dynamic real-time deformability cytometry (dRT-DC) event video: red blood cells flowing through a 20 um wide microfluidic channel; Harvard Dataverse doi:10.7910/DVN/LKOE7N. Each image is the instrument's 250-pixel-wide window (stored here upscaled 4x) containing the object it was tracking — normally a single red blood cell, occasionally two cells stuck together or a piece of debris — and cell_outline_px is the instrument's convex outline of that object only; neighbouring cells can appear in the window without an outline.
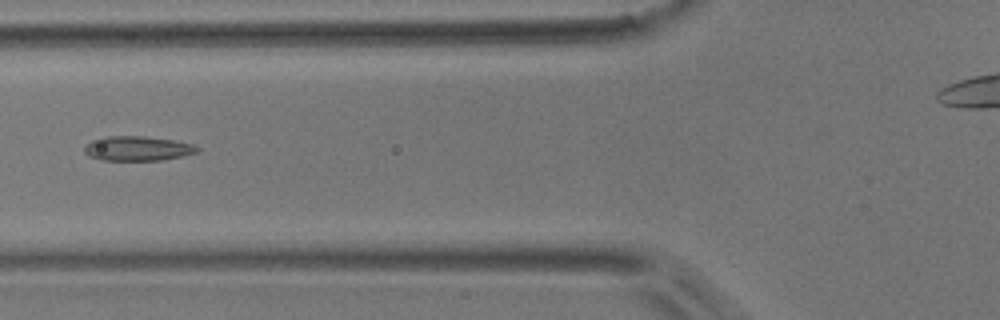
{"species": "common noctule bat (a hibernating species)", "species_latin": "Nyctalus noctula", "temperature_condition": "room temperature", "stored_images_in_passage": 7, "camera_frame_rate_fps": 3000, "um_per_image_px": 0.085, "animal": {"sex": "male", "body_mass_g": 17.9}, "frame": {"image": 1, "passage_image": 4, "time_ms": 3.333, "image_size_px": [1000, 320], "cell_outline_px": [[200, 148], [196, 152], [184, 156], [164, 160], [100, 160], [88, 156], [84, 152], [84, 148], [92, 140], [104, 136], [144, 136], [172, 140], [192, 144]], "centroid_in_image_um": [11.67, 12.62], "position_along_channel_um": 114.1, "area_um2": 16.18}}
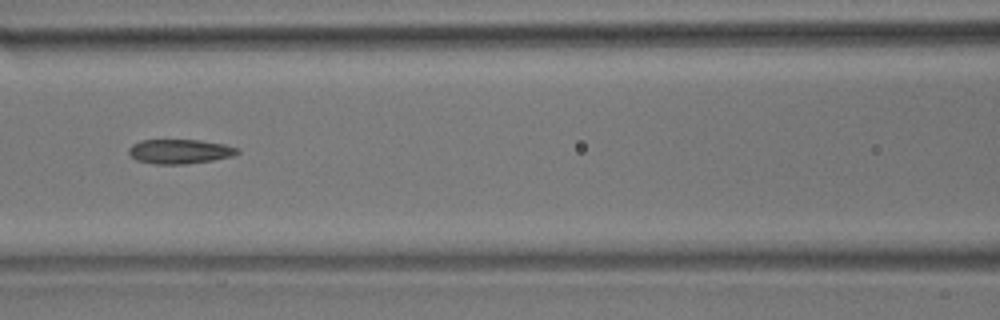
{"frame": {"image": 2, "passage_image": 5, "time_ms": 4.333, "image_size_px": [1000, 320], "cell_outline_px": [[240, 152], [232, 156], [212, 160], [184, 164], [152, 164], [136, 160], [128, 152], [128, 148], [132, 144], [140, 140], [200, 140], [224, 144], [240, 148]], "centroid_in_image_um": [15.27, 12.87], "position_along_channel_um": 151.3, "area_um2": 15.55}}
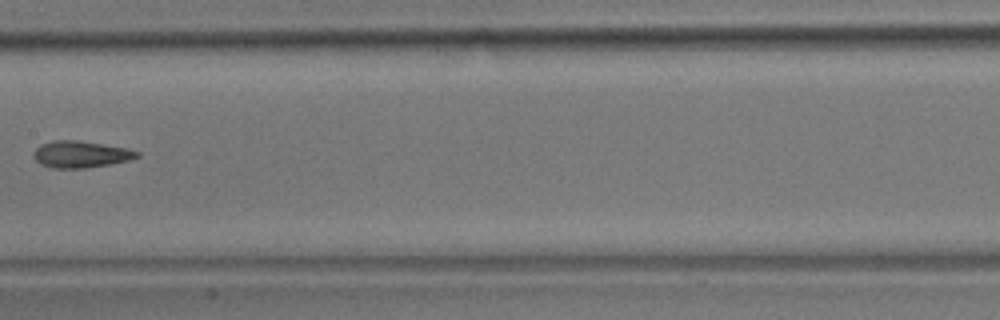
{"frame": {"image": 3, "passage_image": 6, "time_ms": 5.667, "image_size_px": [1000, 320], "cell_outline_px": [[140, 156], [128, 160], [112, 164], [88, 168], [52, 168], [40, 164], [32, 156], [32, 152], [40, 144], [52, 140], [76, 140], [128, 148], [140, 152]], "centroid_in_image_um": [6.84, 13.12], "position_along_channel_um": 200.6, "area_um2": 16.3}}